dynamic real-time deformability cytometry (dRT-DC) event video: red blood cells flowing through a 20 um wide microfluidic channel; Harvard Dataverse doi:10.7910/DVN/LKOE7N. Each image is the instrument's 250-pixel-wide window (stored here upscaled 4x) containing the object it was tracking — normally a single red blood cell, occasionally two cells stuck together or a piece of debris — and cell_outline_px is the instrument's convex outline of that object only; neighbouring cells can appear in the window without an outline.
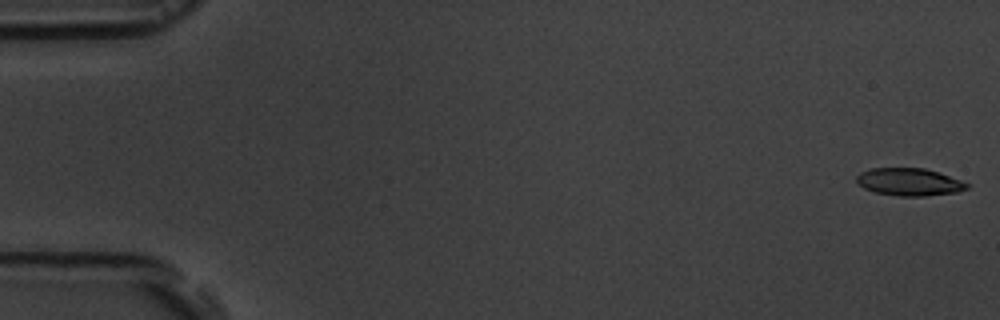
{"species": "common noctule bat (a hibernating species)", "species_latin": "Nyctalus noctula", "temperature_condition": "room temperature", "stored_images_in_passage": 17, "camera_frame_rate_fps": 3000, "um_per_image_px": 0.085, "animal": {"sex": "male", "body_mass_g": 19.5, "forearm_length_mm": 54.6}, "frame": {"image": 1, "passage_image": 1, "time_ms": 0.0, "image_size_px": [1000, 320], "cell_outline_px": [[968, 188], [956, 192], [924, 196], [900, 196], [876, 192], [864, 188], [856, 184], [856, 176], [860, 172], [872, 168], [924, 168], [960, 180], [968, 184]], "centroid_in_image_um": [77.23, 15.46], "position_along_channel_um": 7.8, "area_um2": 17.51}}
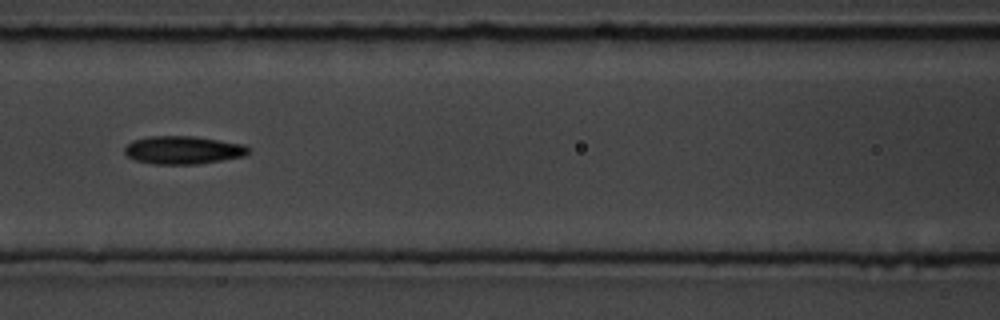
{"frame": {"image": 2, "passage_image": 8, "time_ms": 8.0, "image_size_px": [1000, 320], "cell_outline_px": [[252, 152], [244, 156], [196, 164], [152, 164], [136, 160], [128, 156], [124, 152], [124, 148], [132, 140], [148, 136], [196, 136], [244, 144], [252, 148]], "centroid_in_image_um": [15.59, 12.74], "position_along_channel_um": 151.0, "area_um2": 20.4}}
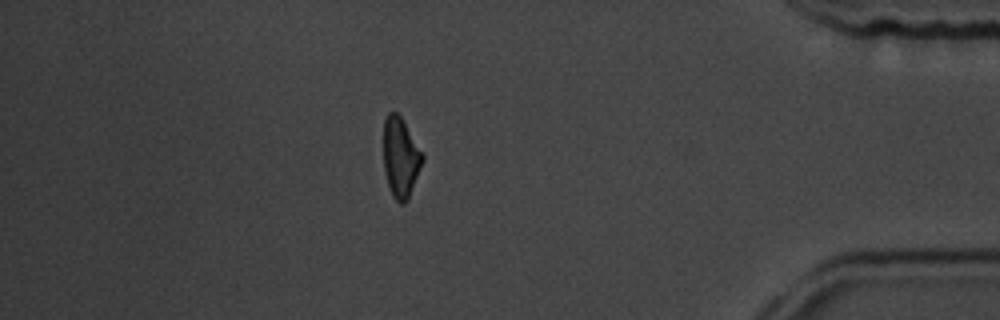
{"frame": {"image": 3, "passage_image": 15, "time_ms": 16.0, "image_size_px": [1000, 320], "cell_outline_px": [[424, 160], [408, 200], [404, 204], [400, 204], [392, 196], [388, 184], [384, 168], [384, 120], [388, 112], [396, 112], [400, 116], [424, 156]], "centroid_in_image_um": [34.05, 13.42], "position_along_channel_um": 401.2, "area_um2": 17.98}, "authors_computed_cell_mechanics": {"area_um2": 19.074, "velocity_mm_per_s": 3.6366, "shape_relaxation_time_tau1_ms": null, "shape_relaxation_time_tau2_ms": 6.4889, "deformation_change_tau1": null, "deformation_change_tau2": 0.1296}}